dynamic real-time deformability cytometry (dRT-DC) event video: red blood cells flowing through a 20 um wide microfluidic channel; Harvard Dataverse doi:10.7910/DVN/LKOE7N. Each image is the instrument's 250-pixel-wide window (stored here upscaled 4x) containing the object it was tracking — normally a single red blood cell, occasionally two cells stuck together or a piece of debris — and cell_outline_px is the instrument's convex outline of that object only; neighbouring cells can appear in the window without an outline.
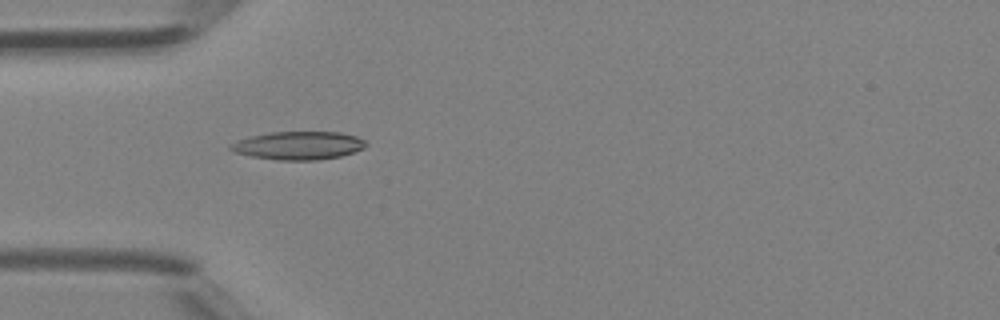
{"species": "Egyptian fruit bat (a non-hibernating species)", "species_latin": "Rousettus aegyptiacus", "temperature_condition": "room temperature", "stored_images_in_passage": 21, "camera_frame_rate_fps": 3000, "um_per_image_px": 0.085, "animal": {"sex": "female"}, "frame": {"image": 1, "passage_image": 1, "time_ms": 0.0, "image_size_px": [1000, 320], "cell_outline_px": [[368, 144], [364, 148], [340, 156], [316, 160], [276, 160], [252, 156], [232, 152], [228, 148], [228, 144], [236, 140], [268, 132], [340, 132], [356, 136], [364, 140]], "centroid_in_image_um": [25.32, 12.36], "position_along_channel_um": 59.7, "area_um2": 22.31}}
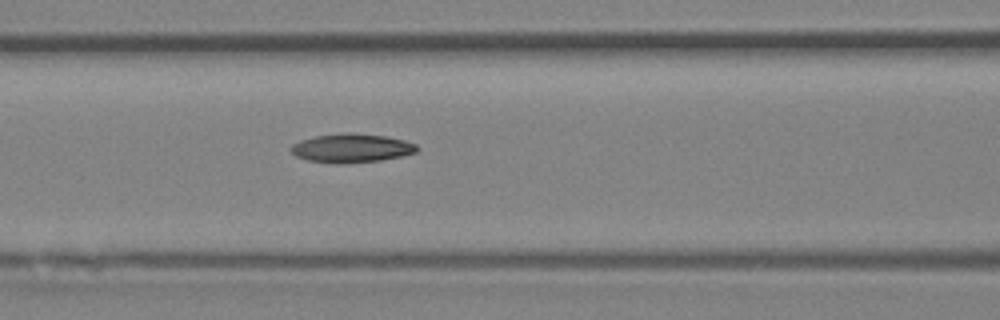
{"frame": {"image": 2, "passage_image": 6, "time_ms": 1.667, "image_size_px": [1000, 320], "cell_outline_px": [[420, 148], [416, 152], [404, 156], [380, 160], [344, 164], [336, 164], [308, 160], [296, 156], [292, 152], [292, 144], [300, 140], [316, 136], [348, 132], [352, 132], [388, 136], [404, 140], [416, 144]], "centroid_in_image_um": [29.92, 12.59], "position_along_channel_um": 136.7, "area_um2": 21.33}}
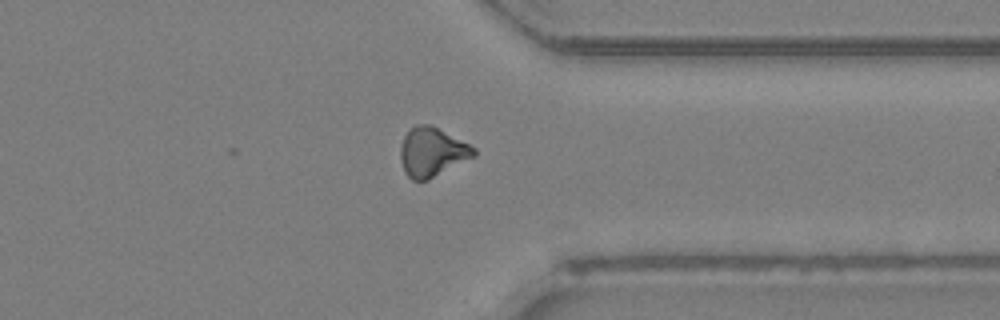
{"frame": {"image": 3, "passage_image": 21, "time_ms": 6.667, "image_size_px": [1000, 320], "cell_outline_px": [[476, 156], [428, 180], [412, 180], [404, 172], [400, 160], [400, 148], [404, 136], [416, 124], [428, 124], [476, 148]], "centroid_in_image_um": [36.71, 12.95], "position_along_channel_um": 374.7, "area_um2": 20.75}}